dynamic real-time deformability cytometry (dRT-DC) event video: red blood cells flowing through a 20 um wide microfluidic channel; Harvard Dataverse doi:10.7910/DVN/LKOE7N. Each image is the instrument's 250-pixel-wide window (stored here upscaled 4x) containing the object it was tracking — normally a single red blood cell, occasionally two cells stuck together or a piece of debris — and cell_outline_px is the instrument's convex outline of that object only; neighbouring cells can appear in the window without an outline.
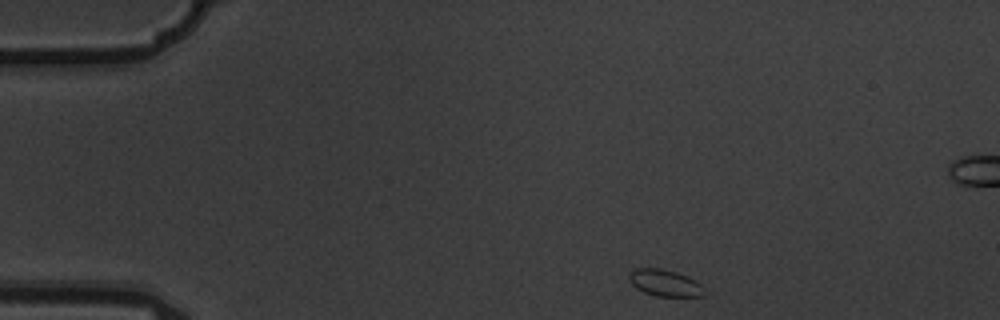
{"species": "common noctule bat (a hibernating species)", "species_latin": "Nyctalus noctula", "temperature_condition": "warm", "stored_images_in_passage": 4, "camera_frame_rate_fps": 3000, "um_per_image_px": 0.085, "animal": {"sex": "male", "body_mass_g": 19.5, "forearm_length_mm": 54.6}, "frame": {"image": 1, "passage_image": 1, "time_ms": 0.0, "image_size_px": [1000, 320], "cell_outline_px": [[704, 296], [656, 296], [644, 292], [636, 288], [628, 280], [628, 276], [636, 268], [664, 268], [688, 276], [696, 280], [704, 288]], "centroid_in_image_um": [56.52, 24.04], "position_along_channel_um": 28.5, "area_um2": 11.73}}